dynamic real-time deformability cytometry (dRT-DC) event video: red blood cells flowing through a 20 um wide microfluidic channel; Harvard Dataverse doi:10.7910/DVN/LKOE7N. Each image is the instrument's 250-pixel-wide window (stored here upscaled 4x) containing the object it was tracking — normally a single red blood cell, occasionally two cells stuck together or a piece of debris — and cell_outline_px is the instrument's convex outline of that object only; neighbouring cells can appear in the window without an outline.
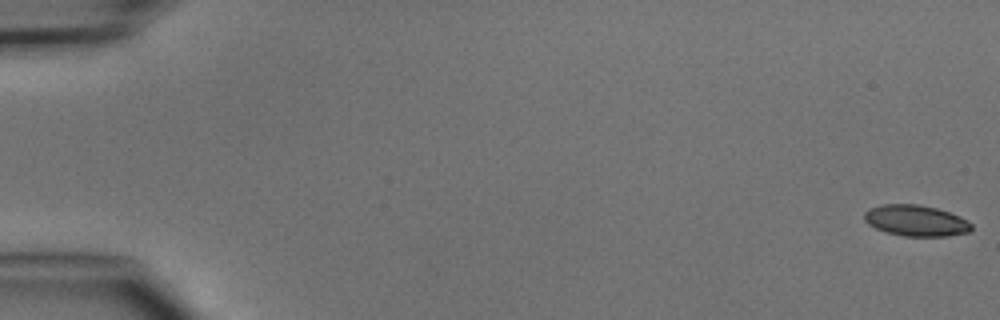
{"species": "common noctule bat (a hibernating species)", "species_latin": "Nyctalus noctula", "temperature_condition": "cold", "stored_images_in_passage": 5, "camera_frame_rate_fps": 3000, "um_per_image_px": 0.085, "animal": {"sex": "male", "body_mass_g": 15.6}, "frame": {"image": 1, "passage_image": 1, "time_ms": 0.0, "image_size_px": [1000, 320], "cell_outline_px": [[972, 228], [968, 232], [948, 236], [904, 236], [888, 232], [876, 228], [868, 224], [864, 220], [864, 212], [868, 208], [880, 204], [920, 204], [936, 208], [960, 216], [968, 220], [972, 224]], "centroid_in_image_um": [77.84, 18.74], "position_along_channel_um": 7.2, "area_um2": 19.48}}
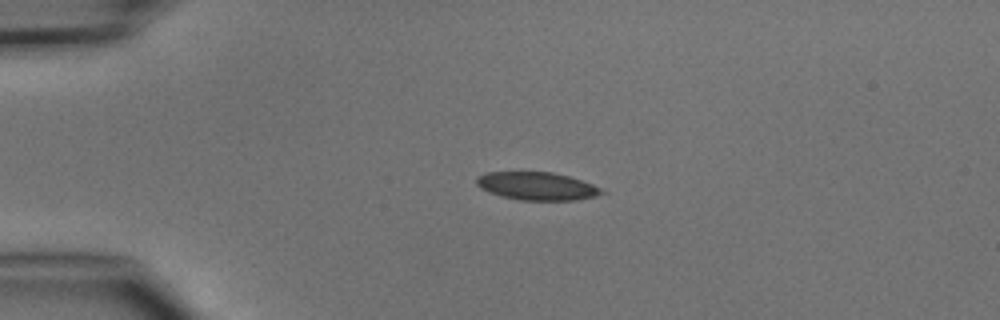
{"frame": {"image": 2, "passage_image": 4, "time_ms": 3.667, "image_size_px": [1000, 320], "cell_outline_px": [[608, 192], [596, 196], [576, 200], [520, 200], [504, 196], [480, 188], [476, 184], [476, 176], [484, 172], [552, 172], [568, 176], [604, 188]], "centroid_in_image_um": [45.68, 15.81], "position_along_channel_um": 39.3, "area_um2": 20.4}}